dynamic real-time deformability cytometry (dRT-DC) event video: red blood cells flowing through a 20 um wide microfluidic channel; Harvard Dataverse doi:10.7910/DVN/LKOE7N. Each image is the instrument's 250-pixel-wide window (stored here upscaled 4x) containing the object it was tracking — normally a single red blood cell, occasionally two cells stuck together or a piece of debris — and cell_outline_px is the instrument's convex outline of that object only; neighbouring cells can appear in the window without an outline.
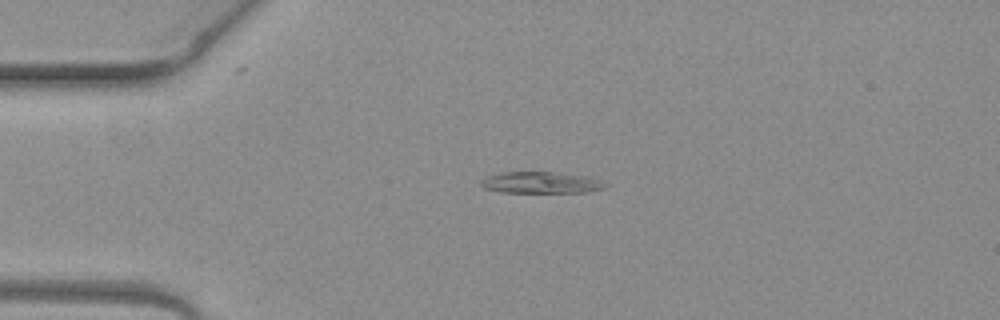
{"species": "common noctule bat (a hibernating species)", "species_latin": "Nyctalus noctula", "temperature_condition": "warm", "stored_images_in_passage": 5, "camera_frame_rate_fps": 3000, "um_per_image_px": 0.085, "animal": {"sex": "female", "body_mass_g": 19.3, "forearm_length_mm": 54.1}, "frame": {"image": 1, "passage_image": 2, "time_ms": 0.333, "image_size_px": [1000, 320], "cell_outline_px": [[608, 184], [604, 188], [588, 192], [500, 192], [484, 188], [480, 184], [480, 180], [488, 176], [500, 172], [552, 172], [588, 176], [604, 180]], "centroid_in_image_um": [46.02, 15.51], "position_along_channel_um": 39.0, "area_um2": 15.66}}
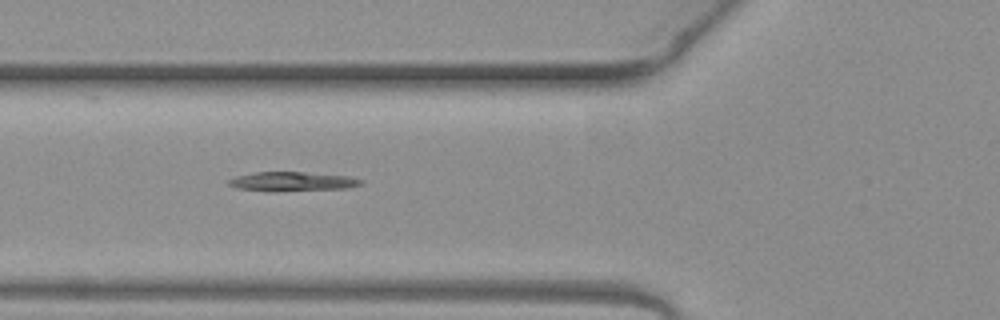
{"frame": {"image": 2, "passage_image": 4, "time_ms": 1.0, "image_size_px": [1000, 320], "cell_outline_px": [[364, 184], [348, 188], [272, 192], [236, 188], [228, 184], [228, 180], [236, 176], [256, 172], [304, 172], [348, 176], [364, 180]], "centroid_in_image_um": [24.86, 15.44], "position_along_channel_um": 100.9, "area_um2": 15.03}}
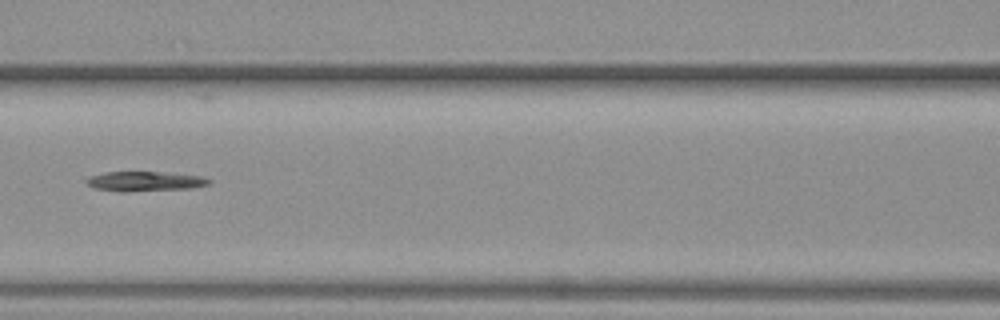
{"frame": {"image": 3, "passage_image": 5, "time_ms": 1.333, "image_size_px": [1000, 320], "cell_outline_px": [[212, 180], [208, 184], [192, 188], [124, 192], [120, 192], [92, 188], [84, 180], [88, 176], [104, 172], [160, 172], [200, 176]], "centroid_in_image_um": [12.23, 15.42], "position_along_channel_um": 154.4, "area_um2": 14.16}}